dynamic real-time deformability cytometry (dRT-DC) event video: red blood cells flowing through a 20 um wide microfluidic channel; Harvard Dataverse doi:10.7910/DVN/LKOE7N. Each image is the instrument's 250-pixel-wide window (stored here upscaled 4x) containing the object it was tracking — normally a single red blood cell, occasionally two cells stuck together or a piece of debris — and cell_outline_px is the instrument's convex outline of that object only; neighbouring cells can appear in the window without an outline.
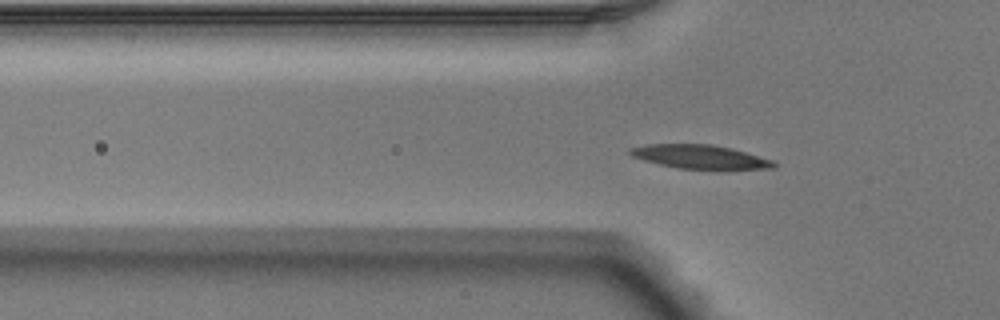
{"species": "Egyptian fruit bat (a non-hibernating species)", "species_latin": "Rousettus aegyptiacus", "temperature_condition": "warm", "stored_images_in_passage": 2, "camera_frame_rate_fps": 3000, "um_per_image_px": 0.085, "animal": {"sex": "male"}, "frame": {"image": 1, "passage_image": 2, "time_ms": 0.333, "image_size_px": [1000, 320], "cell_outline_px": [[776, 168], [680, 168], [660, 164], [644, 160], [632, 156], [628, 152], [628, 148], [648, 144], [712, 144], [732, 148], [772, 160], [776, 164]], "centroid_in_image_um": [59.45, 13.3], "position_along_channel_um": 66.4, "area_um2": 19.42}}